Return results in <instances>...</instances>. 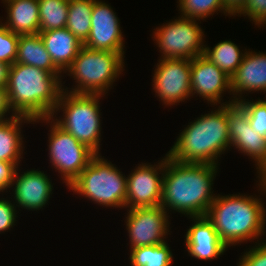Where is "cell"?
<instances>
[{
  "label": "cell",
  "instance_id": "obj_11",
  "mask_svg": "<svg viewBox=\"0 0 266 266\" xmlns=\"http://www.w3.org/2000/svg\"><path fill=\"white\" fill-rule=\"evenodd\" d=\"M126 214L129 249L160 245L167 241L170 217L161 206L132 208Z\"/></svg>",
  "mask_w": 266,
  "mask_h": 266
},
{
  "label": "cell",
  "instance_id": "obj_17",
  "mask_svg": "<svg viewBox=\"0 0 266 266\" xmlns=\"http://www.w3.org/2000/svg\"><path fill=\"white\" fill-rule=\"evenodd\" d=\"M194 222L185 234L186 250L191 257L212 261L227 251L212 222L206 216L187 217Z\"/></svg>",
  "mask_w": 266,
  "mask_h": 266
},
{
  "label": "cell",
  "instance_id": "obj_24",
  "mask_svg": "<svg viewBox=\"0 0 266 266\" xmlns=\"http://www.w3.org/2000/svg\"><path fill=\"white\" fill-rule=\"evenodd\" d=\"M95 0H69L66 28L83 44L91 30V12Z\"/></svg>",
  "mask_w": 266,
  "mask_h": 266
},
{
  "label": "cell",
  "instance_id": "obj_35",
  "mask_svg": "<svg viewBox=\"0 0 266 266\" xmlns=\"http://www.w3.org/2000/svg\"><path fill=\"white\" fill-rule=\"evenodd\" d=\"M247 0H223L225 11L230 16H236L245 6Z\"/></svg>",
  "mask_w": 266,
  "mask_h": 266
},
{
  "label": "cell",
  "instance_id": "obj_16",
  "mask_svg": "<svg viewBox=\"0 0 266 266\" xmlns=\"http://www.w3.org/2000/svg\"><path fill=\"white\" fill-rule=\"evenodd\" d=\"M19 167L16 168L11 189L15 200L16 208L37 211L43 209L52 195L53 184L44 171L31 169L18 173Z\"/></svg>",
  "mask_w": 266,
  "mask_h": 266
},
{
  "label": "cell",
  "instance_id": "obj_27",
  "mask_svg": "<svg viewBox=\"0 0 266 266\" xmlns=\"http://www.w3.org/2000/svg\"><path fill=\"white\" fill-rule=\"evenodd\" d=\"M177 3L181 17L204 21L218 11L231 17L225 11L223 0H178Z\"/></svg>",
  "mask_w": 266,
  "mask_h": 266
},
{
  "label": "cell",
  "instance_id": "obj_5",
  "mask_svg": "<svg viewBox=\"0 0 266 266\" xmlns=\"http://www.w3.org/2000/svg\"><path fill=\"white\" fill-rule=\"evenodd\" d=\"M124 58L119 52L92 50L82 46L63 73L75 80V86L68 90L63 85V90L75 94L105 96L120 74H123Z\"/></svg>",
  "mask_w": 266,
  "mask_h": 266
},
{
  "label": "cell",
  "instance_id": "obj_2",
  "mask_svg": "<svg viewBox=\"0 0 266 266\" xmlns=\"http://www.w3.org/2000/svg\"><path fill=\"white\" fill-rule=\"evenodd\" d=\"M258 196L218 194L211 203L206 217L228 248L255 239L265 241L266 206Z\"/></svg>",
  "mask_w": 266,
  "mask_h": 266
},
{
  "label": "cell",
  "instance_id": "obj_29",
  "mask_svg": "<svg viewBox=\"0 0 266 266\" xmlns=\"http://www.w3.org/2000/svg\"><path fill=\"white\" fill-rule=\"evenodd\" d=\"M18 34L10 31L0 20V61L12 65L17 58Z\"/></svg>",
  "mask_w": 266,
  "mask_h": 266
},
{
  "label": "cell",
  "instance_id": "obj_12",
  "mask_svg": "<svg viewBox=\"0 0 266 266\" xmlns=\"http://www.w3.org/2000/svg\"><path fill=\"white\" fill-rule=\"evenodd\" d=\"M231 146L254 160L257 177L266 175V137L252 129L247 112L237 103L227 104Z\"/></svg>",
  "mask_w": 266,
  "mask_h": 266
},
{
  "label": "cell",
  "instance_id": "obj_25",
  "mask_svg": "<svg viewBox=\"0 0 266 266\" xmlns=\"http://www.w3.org/2000/svg\"><path fill=\"white\" fill-rule=\"evenodd\" d=\"M39 32L66 28L69 0H38Z\"/></svg>",
  "mask_w": 266,
  "mask_h": 266
},
{
  "label": "cell",
  "instance_id": "obj_18",
  "mask_svg": "<svg viewBox=\"0 0 266 266\" xmlns=\"http://www.w3.org/2000/svg\"><path fill=\"white\" fill-rule=\"evenodd\" d=\"M249 50V51H248ZM231 77V92L233 103L243 99L244 93L260 91L266 93V52H253L248 49ZM266 95V94H265ZM239 96V97H238Z\"/></svg>",
  "mask_w": 266,
  "mask_h": 266
},
{
  "label": "cell",
  "instance_id": "obj_36",
  "mask_svg": "<svg viewBox=\"0 0 266 266\" xmlns=\"http://www.w3.org/2000/svg\"><path fill=\"white\" fill-rule=\"evenodd\" d=\"M10 66L11 65L0 61V87L2 88L7 87Z\"/></svg>",
  "mask_w": 266,
  "mask_h": 266
},
{
  "label": "cell",
  "instance_id": "obj_9",
  "mask_svg": "<svg viewBox=\"0 0 266 266\" xmlns=\"http://www.w3.org/2000/svg\"><path fill=\"white\" fill-rule=\"evenodd\" d=\"M197 19L178 16L153 29L160 59H193L204 54V31Z\"/></svg>",
  "mask_w": 266,
  "mask_h": 266
},
{
  "label": "cell",
  "instance_id": "obj_22",
  "mask_svg": "<svg viewBox=\"0 0 266 266\" xmlns=\"http://www.w3.org/2000/svg\"><path fill=\"white\" fill-rule=\"evenodd\" d=\"M15 63L32 65L55 75L63 74L52 62L39 33L19 36Z\"/></svg>",
  "mask_w": 266,
  "mask_h": 266
},
{
  "label": "cell",
  "instance_id": "obj_23",
  "mask_svg": "<svg viewBox=\"0 0 266 266\" xmlns=\"http://www.w3.org/2000/svg\"><path fill=\"white\" fill-rule=\"evenodd\" d=\"M211 48L205 44L203 55L231 78L241 64L247 49L240 50L231 40L220 41Z\"/></svg>",
  "mask_w": 266,
  "mask_h": 266
},
{
  "label": "cell",
  "instance_id": "obj_15",
  "mask_svg": "<svg viewBox=\"0 0 266 266\" xmlns=\"http://www.w3.org/2000/svg\"><path fill=\"white\" fill-rule=\"evenodd\" d=\"M191 97L199 95L201 99L207 100L209 104L226 105L233 103L232 97L229 101L221 102L222 96L231 92V78L220 70L213 62L204 55L197 56L191 60Z\"/></svg>",
  "mask_w": 266,
  "mask_h": 266
},
{
  "label": "cell",
  "instance_id": "obj_6",
  "mask_svg": "<svg viewBox=\"0 0 266 266\" xmlns=\"http://www.w3.org/2000/svg\"><path fill=\"white\" fill-rule=\"evenodd\" d=\"M100 94H75L64 91L53 111L52 120L79 142L85 144L96 154H101ZM63 112L62 116L55 114ZM58 119H57V118ZM62 117V118H60Z\"/></svg>",
  "mask_w": 266,
  "mask_h": 266
},
{
  "label": "cell",
  "instance_id": "obj_32",
  "mask_svg": "<svg viewBox=\"0 0 266 266\" xmlns=\"http://www.w3.org/2000/svg\"><path fill=\"white\" fill-rule=\"evenodd\" d=\"M12 201L6 198H0V234L16 225V218L18 217L16 214L18 212Z\"/></svg>",
  "mask_w": 266,
  "mask_h": 266
},
{
  "label": "cell",
  "instance_id": "obj_26",
  "mask_svg": "<svg viewBox=\"0 0 266 266\" xmlns=\"http://www.w3.org/2000/svg\"><path fill=\"white\" fill-rule=\"evenodd\" d=\"M169 244L142 246L130 249L131 266H171L173 254Z\"/></svg>",
  "mask_w": 266,
  "mask_h": 266
},
{
  "label": "cell",
  "instance_id": "obj_33",
  "mask_svg": "<svg viewBox=\"0 0 266 266\" xmlns=\"http://www.w3.org/2000/svg\"><path fill=\"white\" fill-rule=\"evenodd\" d=\"M16 168L17 167L13 163L0 161V194L7 190L10 192Z\"/></svg>",
  "mask_w": 266,
  "mask_h": 266
},
{
  "label": "cell",
  "instance_id": "obj_4",
  "mask_svg": "<svg viewBox=\"0 0 266 266\" xmlns=\"http://www.w3.org/2000/svg\"><path fill=\"white\" fill-rule=\"evenodd\" d=\"M168 157L182 163L219 165L220 155L231 147L228 133L227 104L197 117L182 130Z\"/></svg>",
  "mask_w": 266,
  "mask_h": 266
},
{
  "label": "cell",
  "instance_id": "obj_7",
  "mask_svg": "<svg viewBox=\"0 0 266 266\" xmlns=\"http://www.w3.org/2000/svg\"><path fill=\"white\" fill-rule=\"evenodd\" d=\"M97 154L68 189L100 206L125 208L127 177Z\"/></svg>",
  "mask_w": 266,
  "mask_h": 266
},
{
  "label": "cell",
  "instance_id": "obj_8",
  "mask_svg": "<svg viewBox=\"0 0 266 266\" xmlns=\"http://www.w3.org/2000/svg\"><path fill=\"white\" fill-rule=\"evenodd\" d=\"M40 121L50 124L48 154L51 166L61 174L63 183L69 187L97 154L59 127L51 117L33 122Z\"/></svg>",
  "mask_w": 266,
  "mask_h": 266
},
{
  "label": "cell",
  "instance_id": "obj_34",
  "mask_svg": "<svg viewBox=\"0 0 266 266\" xmlns=\"http://www.w3.org/2000/svg\"><path fill=\"white\" fill-rule=\"evenodd\" d=\"M10 112H11V115L9 114ZM8 115L10 116L8 117ZM15 116L17 115L13 112L10 106L7 89L0 87V122L6 121Z\"/></svg>",
  "mask_w": 266,
  "mask_h": 266
},
{
  "label": "cell",
  "instance_id": "obj_10",
  "mask_svg": "<svg viewBox=\"0 0 266 266\" xmlns=\"http://www.w3.org/2000/svg\"><path fill=\"white\" fill-rule=\"evenodd\" d=\"M152 89L165 106L177 105L191 97V59H158Z\"/></svg>",
  "mask_w": 266,
  "mask_h": 266
},
{
  "label": "cell",
  "instance_id": "obj_14",
  "mask_svg": "<svg viewBox=\"0 0 266 266\" xmlns=\"http://www.w3.org/2000/svg\"><path fill=\"white\" fill-rule=\"evenodd\" d=\"M120 20L113 8L102 0H95L91 12V30L83 46L100 51L119 52L123 56L124 38Z\"/></svg>",
  "mask_w": 266,
  "mask_h": 266
},
{
  "label": "cell",
  "instance_id": "obj_20",
  "mask_svg": "<svg viewBox=\"0 0 266 266\" xmlns=\"http://www.w3.org/2000/svg\"><path fill=\"white\" fill-rule=\"evenodd\" d=\"M7 17L3 24L18 35L39 33L38 0H3Z\"/></svg>",
  "mask_w": 266,
  "mask_h": 266
},
{
  "label": "cell",
  "instance_id": "obj_21",
  "mask_svg": "<svg viewBox=\"0 0 266 266\" xmlns=\"http://www.w3.org/2000/svg\"><path fill=\"white\" fill-rule=\"evenodd\" d=\"M35 124L32 119L15 116L0 122V161L13 163L19 167L23 157L24 141L21 133L22 124Z\"/></svg>",
  "mask_w": 266,
  "mask_h": 266
},
{
  "label": "cell",
  "instance_id": "obj_28",
  "mask_svg": "<svg viewBox=\"0 0 266 266\" xmlns=\"http://www.w3.org/2000/svg\"><path fill=\"white\" fill-rule=\"evenodd\" d=\"M237 103L247 112L252 129L266 137V100L249 101L243 98Z\"/></svg>",
  "mask_w": 266,
  "mask_h": 266
},
{
  "label": "cell",
  "instance_id": "obj_13",
  "mask_svg": "<svg viewBox=\"0 0 266 266\" xmlns=\"http://www.w3.org/2000/svg\"><path fill=\"white\" fill-rule=\"evenodd\" d=\"M156 164L141 163L127 175L125 208L160 206L165 157ZM161 175V176H160Z\"/></svg>",
  "mask_w": 266,
  "mask_h": 266
},
{
  "label": "cell",
  "instance_id": "obj_3",
  "mask_svg": "<svg viewBox=\"0 0 266 266\" xmlns=\"http://www.w3.org/2000/svg\"><path fill=\"white\" fill-rule=\"evenodd\" d=\"M63 76L32 65L13 63L6 87L13 112L33 121L51 117L63 92Z\"/></svg>",
  "mask_w": 266,
  "mask_h": 266
},
{
  "label": "cell",
  "instance_id": "obj_30",
  "mask_svg": "<svg viewBox=\"0 0 266 266\" xmlns=\"http://www.w3.org/2000/svg\"><path fill=\"white\" fill-rule=\"evenodd\" d=\"M241 15L247 16L260 28L266 26V0H247L244 8L237 14Z\"/></svg>",
  "mask_w": 266,
  "mask_h": 266
},
{
  "label": "cell",
  "instance_id": "obj_31",
  "mask_svg": "<svg viewBox=\"0 0 266 266\" xmlns=\"http://www.w3.org/2000/svg\"><path fill=\"white\" fill-rule=\"evenodd\" d=\"M255 243L240 256L238 266H266V239Z\"/></svg>",
  "mask_w": 266,
  "mask_h": 266
},
{
  "label": "cell",
  "instance_id": "obj_19",
  "mask_svg": "<svg viewBox=\"0 0 266 266\" xmlns=\"http://www.w3.org/2000/svg\"><path fill=\"white\" fill-rule=\"evenodd\" d=\"M39 35L52 62L64 73L83 44L67 28L43 31Z\"/></svg>",
  "mask_w": 266,
  "mask_h": 266
},
{
  "label": "cell",
  "instance_id": "obj_1",
  "mask_svg": "<svg viewBox=\"0 0 266 266\" xmlns=\"http://www.w3.org/2000/svg\"><path fill=\"white\" fill-rule=\"evenodd\" d=\"M218 169L212 164L182 163L165 154L160 206L168 214L174 210L185 217L206 216L216 197L212 186Z\"/></svg>",
  "mask_w": 266,
  "mask_h": 266
}]
</instances>
